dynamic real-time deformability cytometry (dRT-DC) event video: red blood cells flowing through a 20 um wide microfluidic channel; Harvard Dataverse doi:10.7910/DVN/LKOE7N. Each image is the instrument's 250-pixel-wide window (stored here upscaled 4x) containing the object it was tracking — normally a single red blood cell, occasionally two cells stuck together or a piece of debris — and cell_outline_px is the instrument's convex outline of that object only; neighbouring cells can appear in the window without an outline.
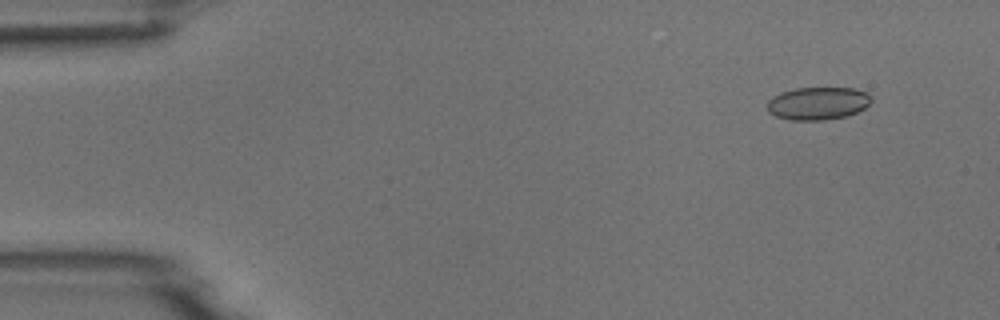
{"species": "common noctule bat (a hibernating species)", "species_latin": "Nyctalus noctula", "temperature_condition": "room temperature", "stored_images_in_passage": 4, "camera_frame_rate_fps": 3000, "um_per_image_px": 0.085, "animal": {"sex": "male", "body_mass_g": 18.8}, "frame": {"image": 1, "passage_image": 1, "time_ms": 0.0, "image_size_px": [1000, 320], "cell_outline_px": [[872, 100], [864, 108], [848, 116], [824, 120], [792, 120], [776, 116], [768, 112], [768, 100], [772, 96], [780, 92], [796, 88], [856, 88], [868, 92], [872, 96]], "centroid_in_image_um": [69.54, 8.78], "position_along_channel_um": 15.5, "area_um2": 20.06}}
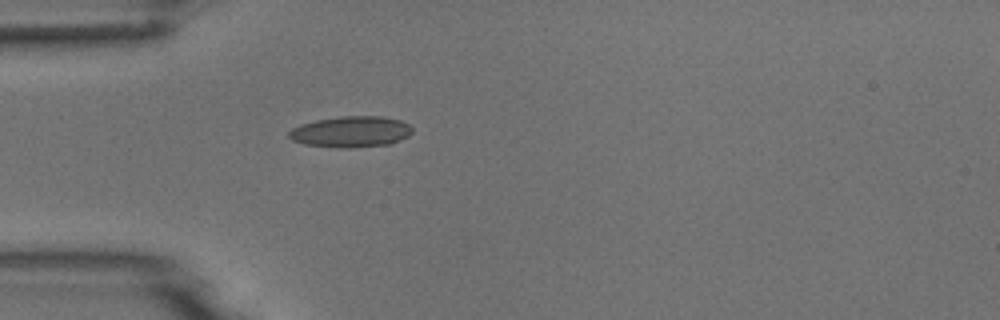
{"frame": {"image": 2, "passage_image": 4, "time_ms": 3.667, "image_size_px": [1000, 320], "cell_outline_px": [[412, 132], [408, 136], [392, 144], [352, 148], [344, 148], [304, 144], [292, 140], [288, 136], [288, 132], [292, 128], [300, 124], [316, 120], [340, 116], [384, 116], [400, 120], [408, 124], [412, 128]], "centroid_in_image_um": [29.84, 11.2], "position_along_channel_um": 55.2, "area_um2": 22.48}}